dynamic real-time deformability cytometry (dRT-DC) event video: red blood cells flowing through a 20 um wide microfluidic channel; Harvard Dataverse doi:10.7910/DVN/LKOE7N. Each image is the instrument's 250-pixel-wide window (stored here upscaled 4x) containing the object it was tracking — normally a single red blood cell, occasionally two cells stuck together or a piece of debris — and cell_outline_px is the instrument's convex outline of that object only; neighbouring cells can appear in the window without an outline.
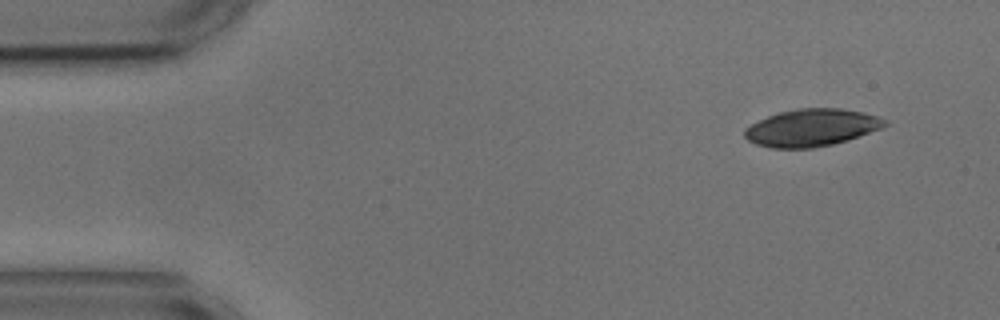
{"species": "common noctule bat (a hibernating species)", "species_latin": "Nyctalus noctula", "temperature_condition": "cold", "stored_images_in_passage": 12, "camera_frame_rate_fps": 3000, "um_per_image_px": 0.085, "animal": {"sex": "male", "body_mass_g": 17.9, "forearm_length_mm": 54.2}, "frame": {"image": 1, "passage_image": 1, "time_ms": 0.0, "image_size_px": [1000, 320], "cell_outline_px": [[888, 124], [880, 128], [848, 140], [832, 144], [812, 148], [772, 148], [756, 144], [748, 140], [744, 136], [744, 128], [768, 116], [780, 112], [800, 108], [840, 108], [864, 112], [888, 120]], "centroid_in_image_um": [68.99, 10.85], "position_along_channel_um": 16.0, "area_um2": 30.29}}